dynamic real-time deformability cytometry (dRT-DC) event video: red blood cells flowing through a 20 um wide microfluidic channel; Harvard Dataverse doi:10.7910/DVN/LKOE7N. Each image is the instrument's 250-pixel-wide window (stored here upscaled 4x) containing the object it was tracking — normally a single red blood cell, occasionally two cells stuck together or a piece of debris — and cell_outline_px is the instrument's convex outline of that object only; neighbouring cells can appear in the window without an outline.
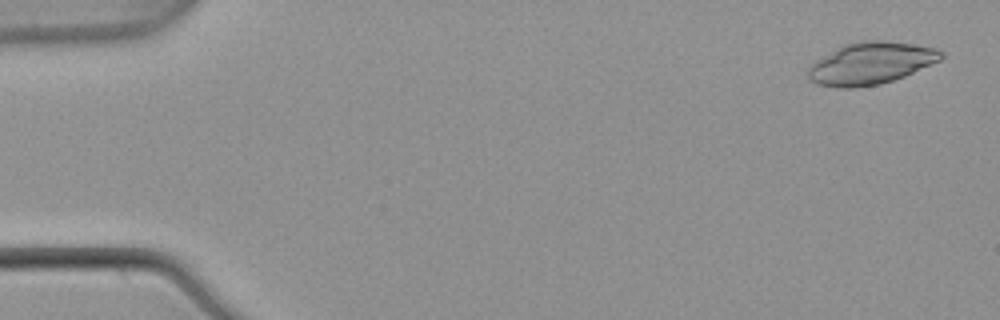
{"species": "common noctule bat (a hibernating species)", "species_latin": "Nyctalus noctula", "temperature_condition": "warm", "stored_images_in_passage": 52, "camera_frame_rate_fps": 3000, "um_per_image_px": 0.085, "animal": {"sex": "male", "body_mass_g": 21.5, "forearm_length_mm": 52.0}, "frame": {"image": 1, "passage_image": 2, "time_ms": 0.333, "image_size_px": [1000, 320], "cell_outline_px": [[944, 56], [940, 60], [904, 76], [880, 84], [856, 88], [840, 88], [816, 84], [808, 80], [808, 68], [816, 60], [844, 44], [868, 40], [884, 40], [912, 44], [936, 48], [944, 52]], "centroid_in_image_um": [74.0, 5.39], "position_along_channel_um": 11.0, "area_um2": 32.48}}